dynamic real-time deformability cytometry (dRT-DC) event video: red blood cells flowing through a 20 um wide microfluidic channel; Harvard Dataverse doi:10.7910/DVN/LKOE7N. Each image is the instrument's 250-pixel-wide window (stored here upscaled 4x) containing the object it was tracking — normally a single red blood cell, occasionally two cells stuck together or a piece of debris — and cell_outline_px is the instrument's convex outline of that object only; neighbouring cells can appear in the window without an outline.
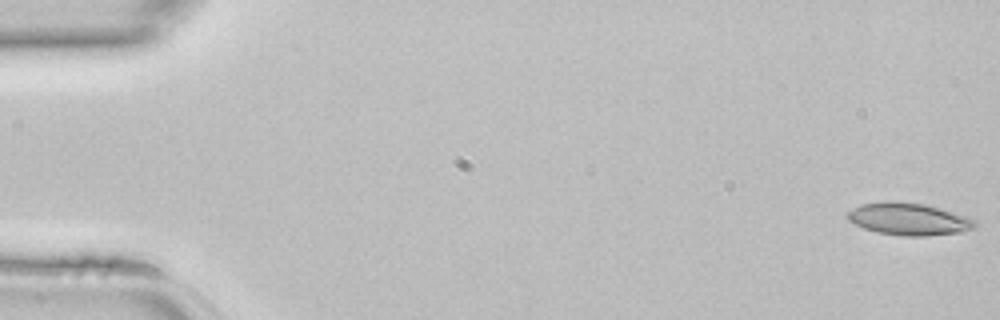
{"species": "common noctule bat (a hibernating species)", "species_latin": "Nyctalus noctula", "temperature_condition": "room temperature", "stored_images_in_passage": 45, "camera_frame_rate_fps": 3000, "um_per_image_px": 0.085, "animal": {"sex": "female", "body_mass_g": 22.7, "forearm_length_mm": 54.2}, "frame": {"image": 1, "passage_image": 1, "time_ms": 0.0, "image_size_px": [1000, 320], "cell_outline_px": [[976, 228], [960, 232], [928, 236], [904, 236], [876, 232], [864, 228], [848, 220], [844, 216], [852, 208], [860, 204], [884, 200], [892, 200], [924, 204], [940, 208], [976, 220]], "centroid_in_image_um": [77.2, 18.61], "position_along_channel_um": 7.8, "area_um2": 24.16}}
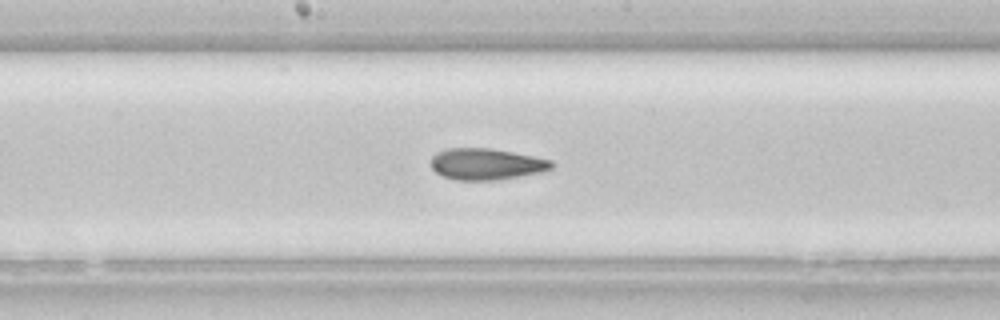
{"frame": {"image": 2, "passage_image": 24, "time_ms": 7.667, "image_size_px": [1000, 320], "cell_outline_px": [[552, 168], [540, 172], [520, 176], [496, 180], [456, 180], [444, 176], [436, 172], [432, 168], [432, 156], [436, 152], [448, 148], [492, 148], [552, 160]], "centroid_in_image_um": [41.31, 13.94], "position_along_channel_um": 206.9, "area_um2": 21.91}}
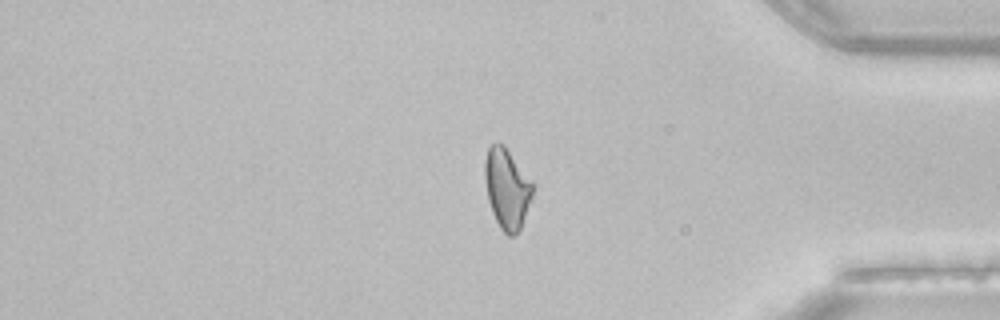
{"frame": {"image": 3, "passage_image": 38, "time_ms": 12.333, "image_size_px": [1000, 320], "cell_outline_px": [[532, 196], [520, 228], [512, 236], [508, 236], [500, 228], [492, 212], [488, 200], [484, 180], [484, 160], [488, 148], [496, 140], [504, 144], [532, 184]], "centroid_in_image_um": [43.03, 15.99], "position_along_channel_um": 392.2, "area_um2": 22.02}}